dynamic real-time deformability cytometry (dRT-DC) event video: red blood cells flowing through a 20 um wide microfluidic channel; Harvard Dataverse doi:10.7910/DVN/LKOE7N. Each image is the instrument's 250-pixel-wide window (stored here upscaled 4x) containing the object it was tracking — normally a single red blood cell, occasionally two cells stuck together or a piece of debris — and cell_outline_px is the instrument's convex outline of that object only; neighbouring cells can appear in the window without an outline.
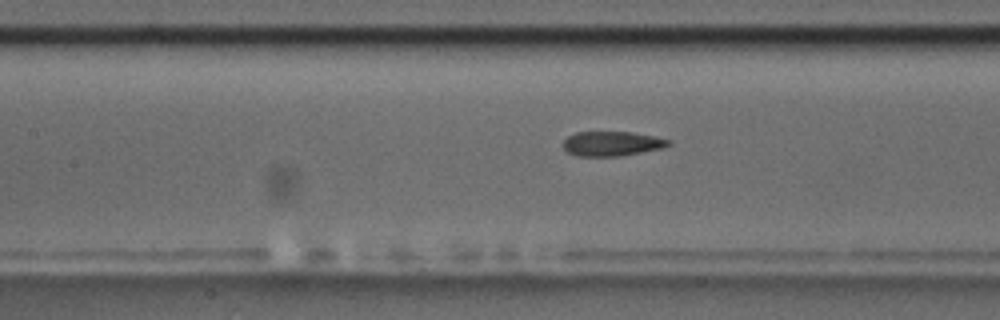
{"species": "common noctule bat (a hibernating species)", "species_latin": "Nyctalus noctula", "temperature_condition": "room temperature", "stored_images_in_passage": 33, "camera_frame_rate_fps": 3000, "um_per_image_px": 0.085, "animal": {"sex": "male", "body_mass_g": 17.5, "forearm_length_mm": 52.3}, "frame": {"image": 1, "passage_image": 12, "time_ms": 3.667, "image_size_px": [1000, 320], "cell_outline_px": [[672, 144], [660, 148], [620, 156], [576, 156], [568, 152], [564, 148], [564, 140], [568, 136], [576, 132], [632, 132], [656, 136], [672, 140]], "centroid_in_image_um": [52.03, 12.2], "position_along_channel_um": 155.4, "area_um2": 15.09}}
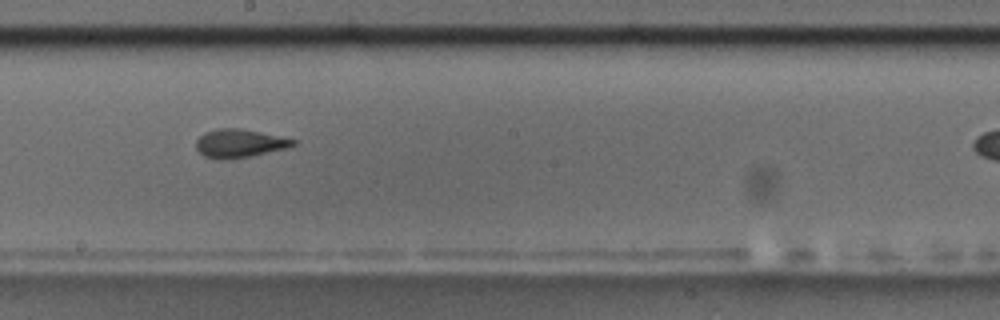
{"frame": {"image": 2, "passage_image": 18, "time_ms": 5.667, "image_size_px": [1000, 320], "cell_outline_px": [[296, 144], [288, 148], [252, 156], [228, 160], [216, 160], [204, 156], [196, 148], [196, 140], [204, 132], [216, 128], [240, 128], [260, 132], [296, 140]], "centroid_in_image_um": [20.33, 12.2], "position_along_channel_um": 227.9, "area_um2": 16.24}}
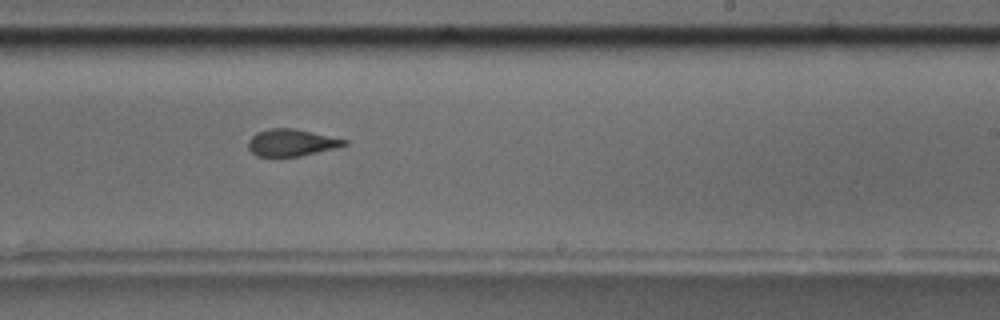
{"frame": {"image": 3, "passage_image": 21, "time_ms": 6.667, "image_size_px": [1000, 320], "cell_outline_px": [[348, 144], [336, 148], [300, 156], [256, 156], [248, 148], [248, 140], [256, 132], [268, 128], [292, 128], [348, 140]], "centroid_in_image_um": [24.75, 12.12], "position_along_channel_um": 264.2, "area_um2": 15.03}}